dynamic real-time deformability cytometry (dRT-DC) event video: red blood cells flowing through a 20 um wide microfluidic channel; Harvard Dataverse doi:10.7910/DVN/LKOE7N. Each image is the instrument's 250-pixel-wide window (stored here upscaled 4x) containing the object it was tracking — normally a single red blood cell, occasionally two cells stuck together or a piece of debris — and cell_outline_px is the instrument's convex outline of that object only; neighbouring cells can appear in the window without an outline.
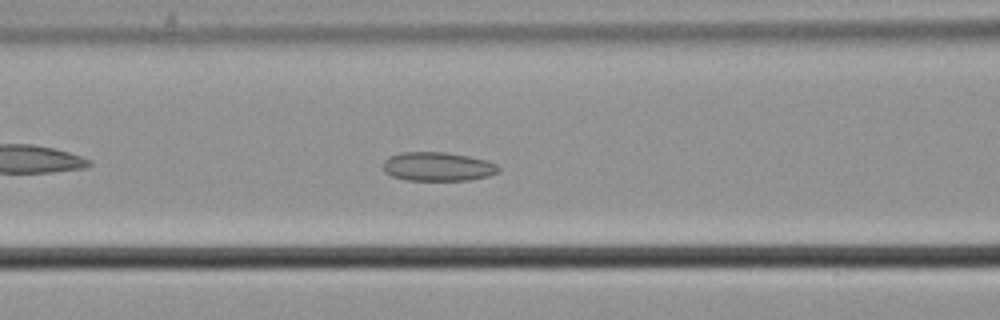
{"species": "common noctule bat (a hibernating species)", "species_latin": "Nyctalus noctula", "temperature_condition": "cold", "stored_images_in_passage": 43, "camera_frame_rate_fps": 3000, "um_per_image_px": 0.085, "animal": {"sex": "male", "body_mass_g": 21.5, "forearm_length_mm": 52.0}, "frame": {"image": 1, "passage_image": 10, "time_ms": 3.0, "image_size_px": [1000, 320], "cell_outline_px": [[500, 172], [488, 176], [468, 180], [404, 180], [392, 176], [384, 172], [384, 160], [388, 156], [400, 152], [444, 152], [468, 156], [488, 160], [496, 164], [500, 168]], "centroid_in_image_um": [37.21, 14.16], "position_along_channel_um": 129.4, "area_um2": 19.59}}
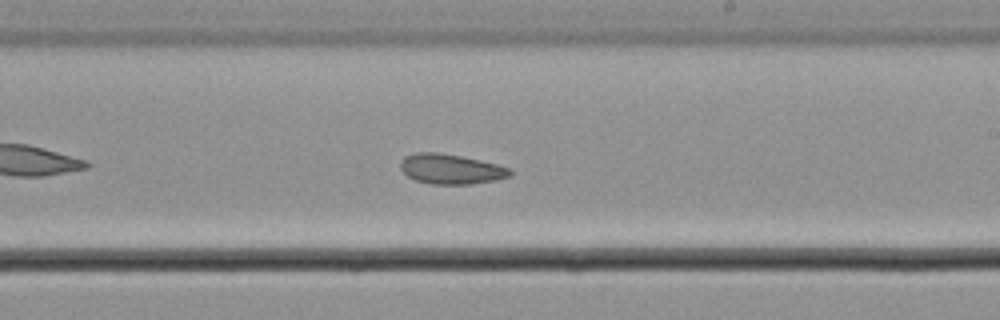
{"frame": {"image": 2, "passage_image": 20, "time_ms": 6.333, "image_size_px": [1000, 320], "cell_outline_px": [[512, 176], [496, 180], [472, 184], [432, 184], [416, 180], [408, 176], [400, 168], [400, 160], [404, 156], [416, 152], [436, 152], [460, 156], [480, 160], [496, 164], [508, 168], [512, 172]], "centroid_in_image_um": [38.31, 14.37], "position_along_channel_um": 250.7, "area_um2": 19.13}}
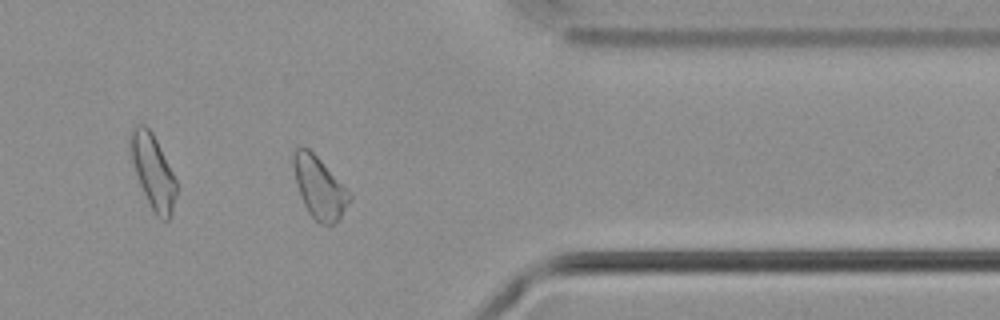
{"frame": {"image": 3, "passage_image": 32, "time_ms": 10.333, "image_size_px": [1000, 320], "cell_outline_px": [[352, 196], [348, 204], [340, 216], [332, 224], [320, 224], [308, 212], [300, 196], [296, 184], [292, 164], [292, 156], [296, 148], [308, 148], [320, 160]], "centroid_in_image_um": [27.1, 15.94], "position_along_channel_um": 384.3, "area_um2": 19.54}, "authors_computed_cell_mechanics": {"area_um2": 19.7098, "velocity_mm_per_s": 3.6454, "shape_relaxation_time_tau1_ms": null, "shape_relaxation_time_tau2_ms": 2.2485, "deformation_change_tau1": null, "deformation_change_tau2": 0.0693}}